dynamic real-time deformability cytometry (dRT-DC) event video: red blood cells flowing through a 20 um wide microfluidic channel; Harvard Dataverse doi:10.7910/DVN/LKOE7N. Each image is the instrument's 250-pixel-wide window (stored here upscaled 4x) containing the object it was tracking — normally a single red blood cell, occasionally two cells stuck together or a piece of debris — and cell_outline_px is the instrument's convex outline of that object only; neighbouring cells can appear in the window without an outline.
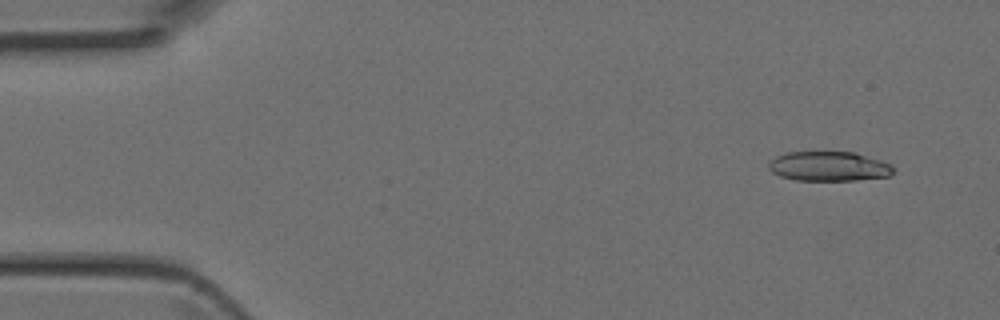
{"species": "Egyptian fruit bat (a non-hibernating species)", "species_latin": "Rousettus aegyptiacus", "temperature_condition": "room temperature", "stored_images_in_passage": 4, "camera_frame_rate_fps": 3000, "um_per_image_px": 0.085, "animal": {"sex": "female"}, "frame": {"image": 1, "passage_image": 1, "time_ms": 0.0, "image_size_px": [1000, 320], "cell_outline_px": [[896, 168], [888, 176], [856, 180], [796, 180], [780, 176], [772, 172], [768, 168], [768, 160], [776, 156], [788, 152], [852, 152], [880, 160], [892, 164]], "centroid_in_image_um": [70.43, 14.13], "position_along_channel_um": 14.6, "area_um2": 21.5}}
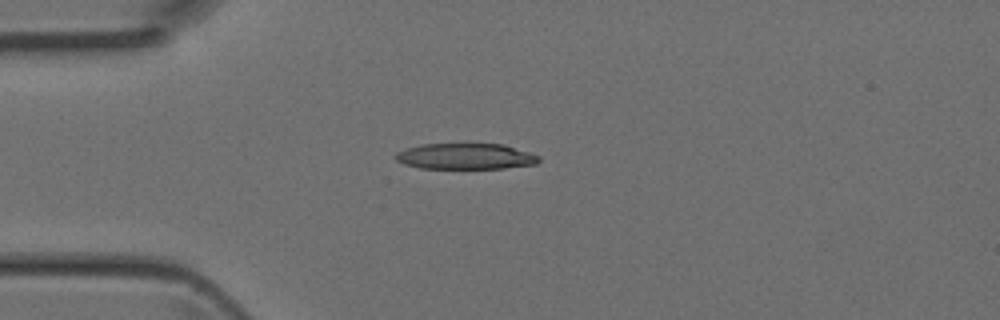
{"frame": {"image": 2, "passage_image": 3, "time_ms": 0.667, "image_size_px": [1000, 320], "cell_outline_px": [[540, 160], [536, 164], [504, 168], [420, 168], [404, 164], [396, 160], [392, 156], [396, 152], [404, 148], [420, 144], [464, 140], [468, 140], [504, 144], [540, 156]], "centroid_in_image_um": [39.51, 13.22], "position_along_channel_um": 45.5, "area_um2": 23.0}}